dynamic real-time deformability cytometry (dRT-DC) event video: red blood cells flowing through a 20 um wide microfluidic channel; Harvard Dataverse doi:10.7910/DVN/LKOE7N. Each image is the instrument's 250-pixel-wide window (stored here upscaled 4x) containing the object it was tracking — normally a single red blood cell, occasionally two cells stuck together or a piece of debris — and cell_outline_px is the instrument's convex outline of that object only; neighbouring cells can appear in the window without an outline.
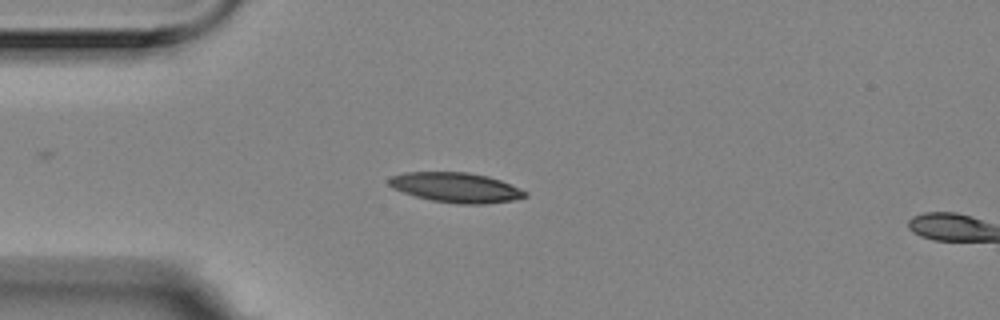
{"species": "Egyptian fruit bat (a non-hibernating species)", "species_latin": "Rousettus aegyptiacus", "temperature_condition": "room temperature", "stored_images_in_passage": 2, "segment_of_instrument_passage": [1, 2], "camera_frame_rate_fps": 3000, "um_per_image_px": 0.085, "animal": {"sex": "female"}, "frame": {"image": 1, "passage_image": 1, "time_ms": 0.0, "image_size_px": [1000, 320], "cell_outline_px": [[528, 196], [512, 200], [484, 204], [460, 204], [432, 200], [416, 196], [392, 188], [388, 184], [388, 180], [392, 176], [404, 172], [468, 172], [488, 176], [500, 180], [520, 188], [528, 192]], "centroid_in_image_um": [38.77, 15.93], "position_along_channel_um": 46.2, "area_um2": 23.64}}